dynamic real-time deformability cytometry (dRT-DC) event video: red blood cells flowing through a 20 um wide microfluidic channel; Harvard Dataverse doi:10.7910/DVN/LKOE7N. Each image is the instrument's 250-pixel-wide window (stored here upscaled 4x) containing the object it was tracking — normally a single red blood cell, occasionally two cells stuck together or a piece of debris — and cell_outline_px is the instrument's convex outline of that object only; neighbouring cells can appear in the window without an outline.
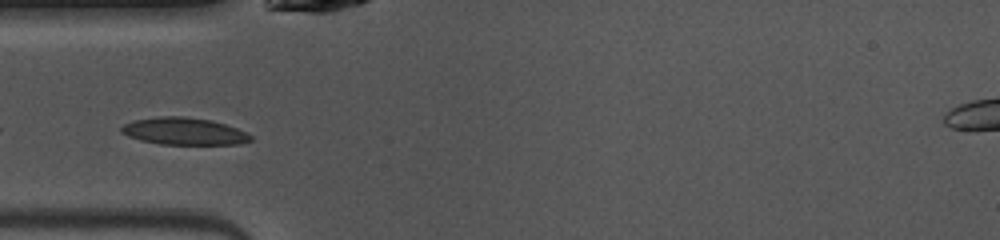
{"species": "common noctule bat (a hibernating species)", "species_latin": "Nyctalus noctula", "temperature_condition": "warm", "stored_images_in_passage": 36, "camera_frame_rate_fps": 3000, "um_per_image_px": 0.085, "animal": {"sex": "female", "body_mass_g": 10.0, "forearm_length_mm": 53.1}, "frame": {"image": 1, "passage_image": 2, "time_ms": 0.333, "image_size_px": [1000, 240], "cell_outline_px": [[252, 140], [240, 144], [160, 144], [140, 140], [128, 136], [120, 132], [120, 128], [124, 124], [132, 120], [156, 116], [184, 116], [212, 120], [236, 128], [252, 136]], "centroid_in_image_um": [15.59, 11.15], "position_along_channel_um": 69.4, "area_um2": 20.52}}
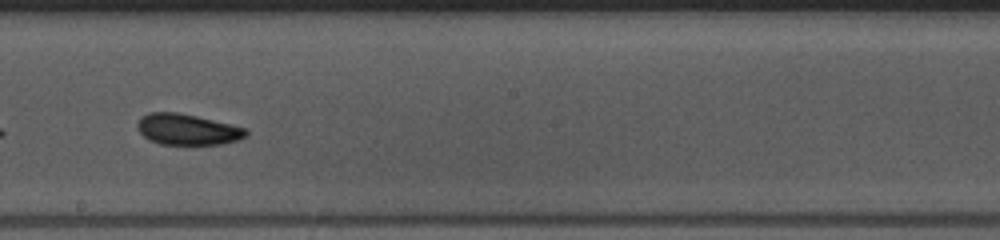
{"frame": {"image": 2, "passage_image": 14, "time_ms": 4.333, "image_size_px": [1000, 240], "cell_outline_px": [[248, 136], [240, 140], [220, 144], [160, 144], [148, 140], [140, 132], [136, 124], [140, 116], [148, 112], [176, 112], [196, 116], [232, 124], [244, 128], [248, 132]], "centroid_in_image_um": [15.92, 11.0], "position_along_channel_um": 232.3, "area_um2": 19.71}}
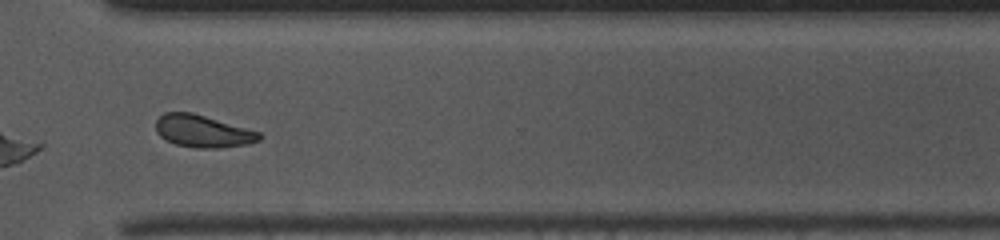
{"frame": {"image": 3, "passage_image": 23, "time_ms": 7.333, "image_size_px": [1000, 240], "cell_outline_px": [[264, 136], [260, 140], [248, 144], [216, 148], [196, 148], [176, 144], [160, 136], [156, 132], [156, 120], [164, 112], [192, 112], [260, 132]], "centroid_in_image_um": [17.25, 11.15], "position_along_channel_um": 353.4, "area_um2": 19.42}, "authors_computed_cell_mechanics": {"area_um2": 19.5364, "velocity_mm_per_s": 4.0438, "shape_relaxation_time_tau1_ms": 2.2668, "shape_relaxation_time_tau2_ms": 4.2926, "deformation_change_tau1": 0.1041, "deformation_change_tau2": 0.0723}}